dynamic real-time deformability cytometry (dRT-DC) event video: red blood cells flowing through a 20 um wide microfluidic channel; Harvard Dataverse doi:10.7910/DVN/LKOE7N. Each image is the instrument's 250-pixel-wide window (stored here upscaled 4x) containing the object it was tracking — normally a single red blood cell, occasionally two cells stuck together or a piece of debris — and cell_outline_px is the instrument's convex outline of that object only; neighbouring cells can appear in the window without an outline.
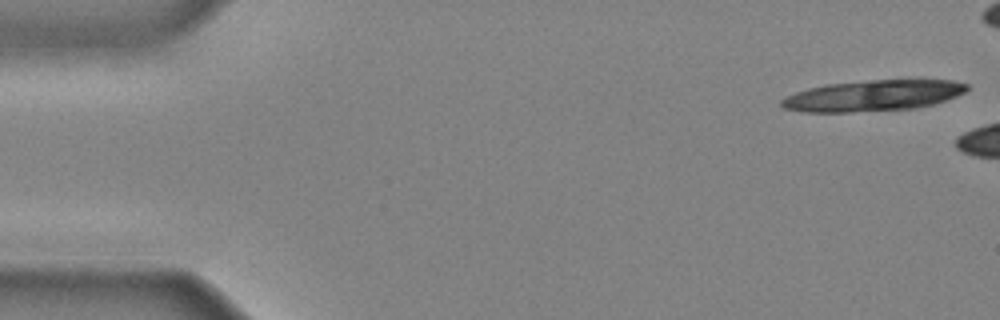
{"species": "common noctule bat (a hibernating species)", "species_latin": "Nyctalus noctula", "temperature_condition": "cold", "stored_images_in_passage": 6, "camera_frame_rate_fps": 3000, "um_per_image_px": 0.085, "animal": {"sex": "male", "body_mass_g": 20.4}, "frame": {"image": 1, "passage_image": 1, "time_ms": 0.0, "image_size_px": [1000, 320], "cell_outline_px": [[968, 88], [964, 92], [956, 96], [932, 104], [916, 108], [848, 112], [804, 112], [784, 108], [780, 104], [780, 100], [796, 92], [808, 88], [828, 84], [872, 80], [952, 80], [968, 84]], "centroid_in_image_um": [74.19, 8.13], "position_along_channel_um": 10.8, "area_um2": 33.12}}